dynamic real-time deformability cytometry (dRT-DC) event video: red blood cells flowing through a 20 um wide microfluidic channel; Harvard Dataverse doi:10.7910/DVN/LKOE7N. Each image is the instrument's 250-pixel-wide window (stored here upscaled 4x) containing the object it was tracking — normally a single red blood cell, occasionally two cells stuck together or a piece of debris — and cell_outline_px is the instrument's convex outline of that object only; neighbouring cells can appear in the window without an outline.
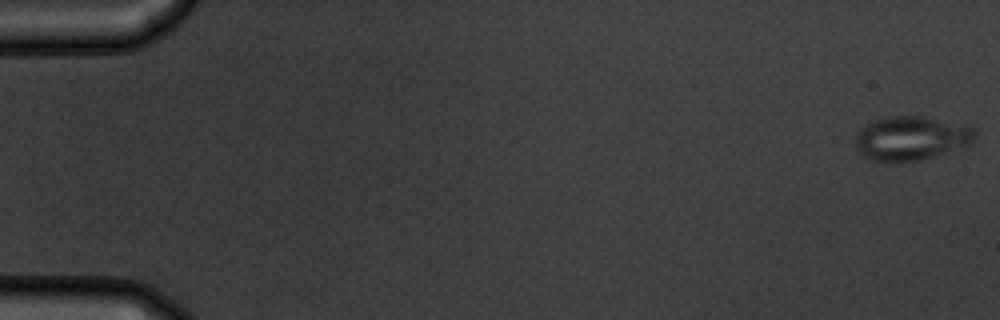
{"species": "common noctule bat (a hibernating species)", "species_latin": "Nyctalus noctula", "temperature_condition": "warm", "stored_images_in_passage": 55, "camera_frame_rate_fps": 3000, "um_per_image_px": 0.085, "animal": {"sex": "male", "body_mass_g": 19.5, "forearm_length_mm": 54.6}, "frame": {"image": 1, "passage_image": 1, "time_ms": 0.0, "image_size_px": [1000, 320], "cell_outline_px": [[972, 140], [968, 144], [916, 160], [876, 160], [860, 152], [856, 148], [856, 132], [868, 124], [876, 120], [888, 116], [920, 116], [968, 124], [972, 128]], "centroid_in_image_um": [77.42, 11.69], "position_along_channel_um": 7.6, "area_um2": 29.36}}
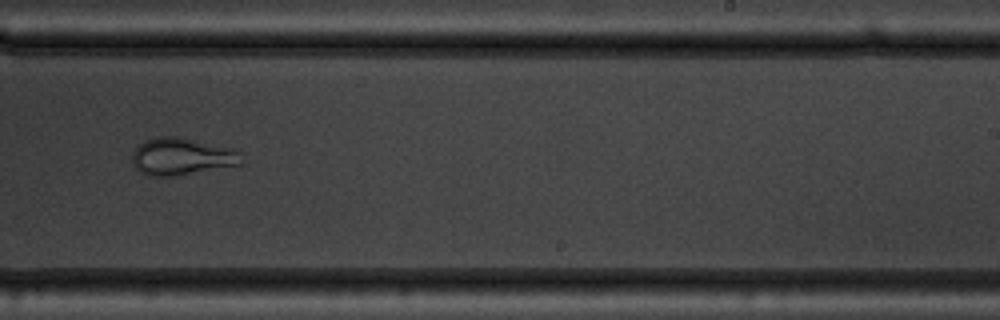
{"frame": {"image": 2, "passage_image": 35, "time_ms": 11.333, "image_size_px": [1000, 320], "cell_outline_px": [[240, 164], [176, 176], [148, 176], [140, 172], [132, 164], [132, 152], [144, 140], [160, 136], [176, 136], [232, 148], [240, 152]], "centroid_in_image_um": [15.38, 13.3], "position_along_channel_um": 273.6, "area_um2": 23.52}}
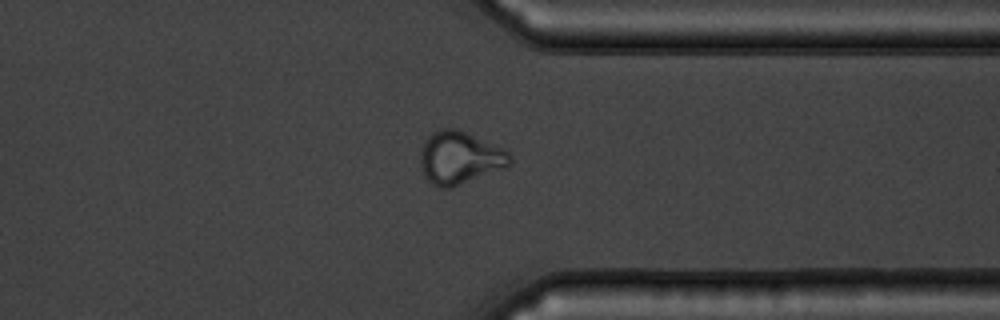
{"frame": {"image": 3, "passage_image": 43, "time_ms": 14.0, "image_size_px": [1000, 320], "cell_outline_px": [[512, 160], [504, 168], [452, 188], [440, 188], [432, 184], [424, 176], [420, 164], [420, 152], [428, 136], [432, 132], [444, 128], [456, 128], [504, 148], [512, 156]], "centroid_in_image_um": [39.07, 13.42], "position_along_channel_um": 372.3, "area_um2": 27.51}, "authors_computed_cell_mechanics": {"area_um2": 27.8018, "velocity_mm_per_s": 3.7518, "shape_relaxation_time_tau1_ms": null, "shape_relaxation_time_tau2_ms": 1.4117, "deformation_change_tau1": null, "deformation_change_tau2": 0.0739}}